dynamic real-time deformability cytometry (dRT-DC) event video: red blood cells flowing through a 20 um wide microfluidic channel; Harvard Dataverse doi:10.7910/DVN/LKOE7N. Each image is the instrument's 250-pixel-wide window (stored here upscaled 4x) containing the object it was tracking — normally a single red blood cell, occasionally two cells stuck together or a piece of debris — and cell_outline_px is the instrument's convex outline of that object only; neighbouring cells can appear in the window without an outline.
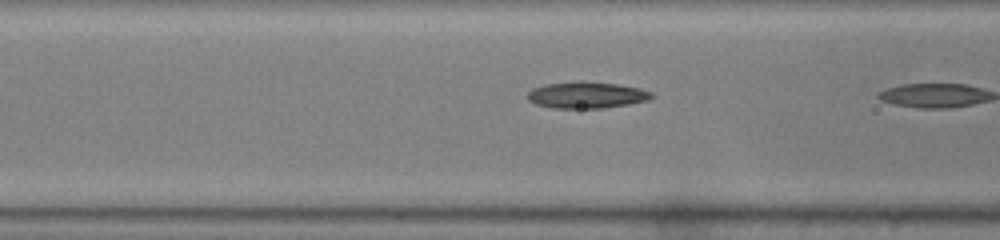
{"species": "common noctule bat (a hibernating species)", "species_latin": "Nyctalus noctula", "temperature_condition": "warm", "stored_images_in_passage": 15, "camera_frame_rate_fps": 3000, "um_per_image_px": 0.085, "animal": {"sex": "male", "body_mass_g": 19.0, "forearm_length_mm": 50.8}, "frame": {"image": 1, "passage_image": 14, "time_ms": 4.333, "image_size_px": [1000, 240], "cell_outline_px": [[652, 96], [648, 100], [628, 104], [604, 108], [552, 108], [536, 104], [528, 100], [528, 92], [532, 88], [544, 84], [616, 84], [640, 88], [652, 92]], "centroid_in_image_um": [49.86, 8.13], "position_along_channel_um": 116.7, "area_um2": 18.21}}